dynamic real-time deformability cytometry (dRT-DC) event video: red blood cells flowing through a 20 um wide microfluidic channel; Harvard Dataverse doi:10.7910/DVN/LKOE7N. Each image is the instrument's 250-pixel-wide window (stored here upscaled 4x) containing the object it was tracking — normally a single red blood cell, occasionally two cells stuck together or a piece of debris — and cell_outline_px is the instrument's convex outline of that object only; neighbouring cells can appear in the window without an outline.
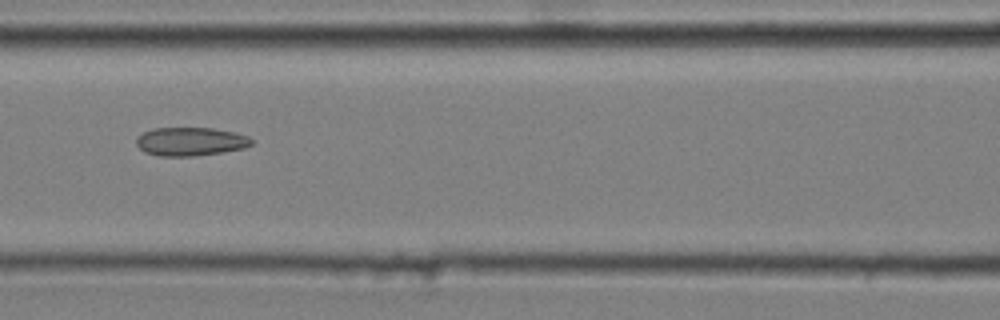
{"species": "common noctule bat (a hibernating species)", "species_latin": "Nyctalus noctula", "temperature_condition": "cold", "stored_images_in_passage": 12, "camera_frame_rate_fps": 3000, "um_per_image_px": 0.085, "animal": {"sex": "male", "body_mass_g": 20.4}, "frame": {"image": 1, "passage_image": 6, "time_ms": 1.667, "image_size_px": [1000, 320], "cell_outline_px": [[252, 144], [244, 148], [220, 152], [192, 156], [160, 156], [144, 152], [136, 144], [136, 136], [152, 128], [212, 128], [236, 132], [248, 136], [252, 140]], "centroid_in_image_um": [16.17, 12.02], "position_along_channel_um": 150.4, "area_um2": 19.13}}
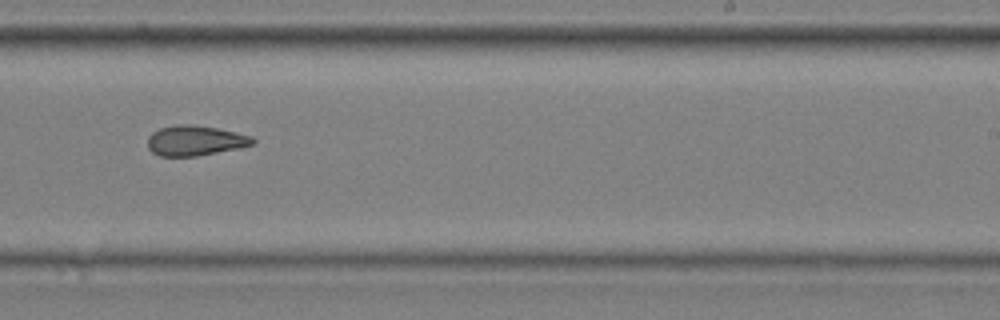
{"frame": {"image": 2, "passage_image": 9, "time_ms": 2.667, "image_size_px": [1000, 320], "cell_outline_px": [[256, 144], [240, 148], [196, 156], [160, 156], [152, 152], [148, 148], [148, 136], [152, 132], [160, 128], [176, 124], [192, 124], [216, 128], [236, 132], [252, 136], [256, 140]], "centroid_in_image_um": [16.61, 11.95], "position_along_channel_um": 272.4, "area_um2": 18.61}}
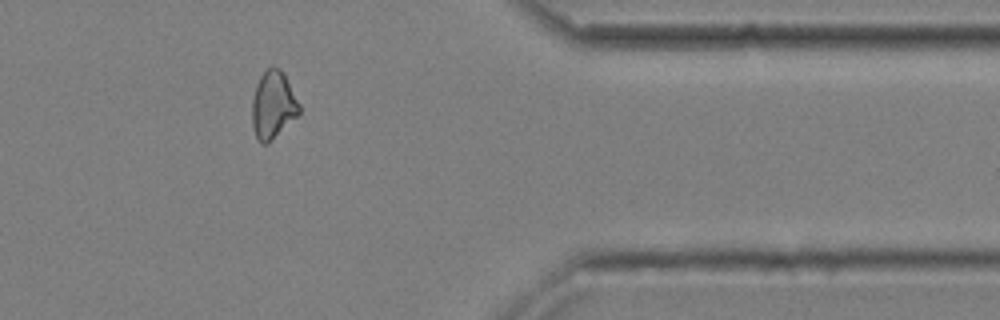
{"frame": {"image": 3, "passage_image": 12, "time_ms": 3.667, "image_size_px": [1000, 320], "cell_outline_px": [[300, 112], [296, 116], [264, 144], [260, 144], [252, 128], [252, 100], [256, 84], [260, 76], [268, 68], [280, 68], [284, 72], [300, 104]], "centroid_in_image_um": [23.19, 8.87], "position_along_channel_um": 388.2, "area_um2": 18.15}}